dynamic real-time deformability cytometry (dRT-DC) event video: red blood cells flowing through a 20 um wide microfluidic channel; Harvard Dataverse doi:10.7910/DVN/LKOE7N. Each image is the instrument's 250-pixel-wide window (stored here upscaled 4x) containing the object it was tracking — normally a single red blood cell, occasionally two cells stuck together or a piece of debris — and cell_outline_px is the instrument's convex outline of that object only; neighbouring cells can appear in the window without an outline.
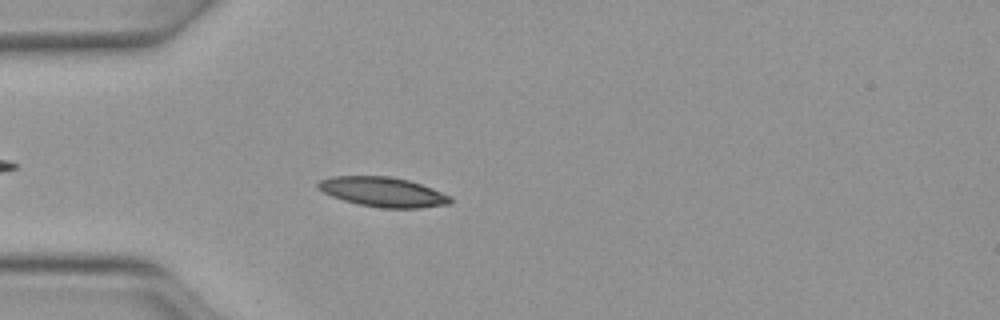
{"species": "Egyptian fruit bat (a non-hibernating species)", "species_latin": "Rousettus aegyptiacus", "temperature_condition": "warm", "stored_images_in_passage": 44, "camera_frame_rate_fps": 3000, "um_per_image_px": 0.085, "animal": {"sex": "female"}, "frame": {"image": 1, "passage_image": 9, "time_ms": 2.667, "image_size_px": [1000, 320], "cell_outline_px": [[452, 200], [448, 204], [420, 208], [384, 208], [360, 204], [344, 200], [332, 196], [324, 192], [316, 184], [320, 180], [332, 176], [392, 176], [408, 180], [432, 188], [452, 196]], "centroid_in_image_um": [32.58, 16.31], "position_along_channel_um": 52.4, "area_um2": 22.72}}
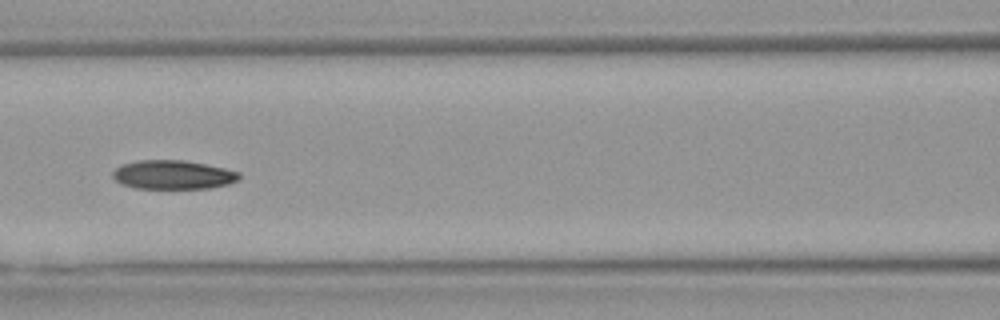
{"frame": {"image": 2, "passage_image": 17, "time_ms": 5.333, "image_size_px": [1000, 320], "cell_outline_px": [[240, 176], [236, 180], [228, 184], [208, 188], [136, 188], [124, 184], [116, 180], [112, 176], [112, 172], [120, 164], [136, 160], [184, 160], [224, 168], [240, 172]], "centroid_in_image_um": [14.68, 14.84], "position_along_channel_um": 151.9, "area_um2": 21.15}}
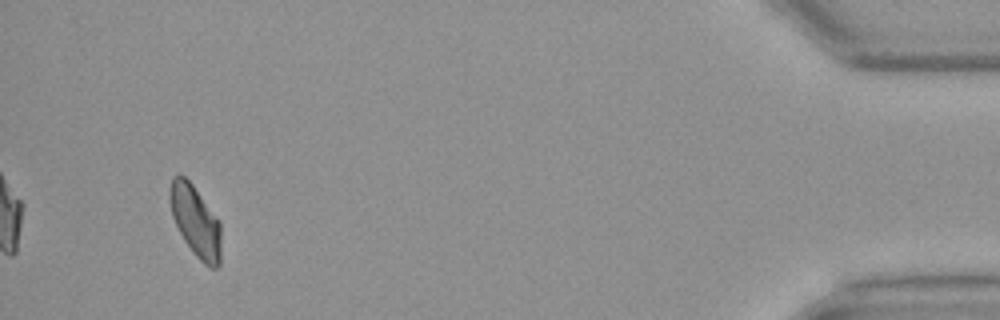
{"frame": {"image": 3, "passage_image": 42, "time_ms": 13.667, "image_size_px": [1000, 320], "cell_outline_px": [[220, 264], [216, 268], [212, 268], [204, 264], [196, 256], [184, 240], [172, 216], [168, 200], [168, 188], [172, 176], [184, 176], [192, 184], [220, 220]], "centroid_in_image_um": [16.6, 18.77], "position_along_channel_um": 418.6, "area_um2": 21.33}, "authors_computed_cell_mechanics": {"area_um2": 21.6172, "velocity_mm_per_s": 4.0986, "shape_relaxation_time_tau1_ms": 6.8728, "shape_relaxation_time_tau2_ms": 4.2364, "deformation_change_tau1": 0.1707, "deformation_change_tau2": 0.104}}